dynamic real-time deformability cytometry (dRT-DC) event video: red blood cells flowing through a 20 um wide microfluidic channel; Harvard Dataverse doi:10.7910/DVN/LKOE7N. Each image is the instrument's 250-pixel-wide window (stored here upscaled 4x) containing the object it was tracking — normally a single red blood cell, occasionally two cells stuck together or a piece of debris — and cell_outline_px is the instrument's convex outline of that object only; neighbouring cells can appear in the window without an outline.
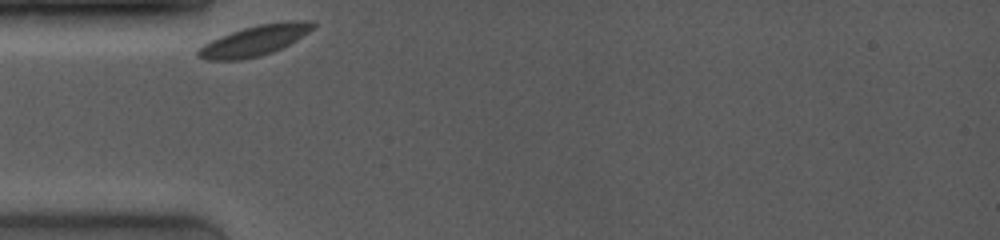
{"species": "common noctule bat (a hibernating species)", "species_latin": "Nyctalus noctula", "temperature_condition": "room temperature", "stored_images_in_passage": 17, "camera_frame_rate_fps": 4000, "um_per_image_px": 0.085, "animal": {"sex": "female", "body_mass_g": 19.0, "forearm_length_mm": 53.3}, "frame": {"image": 1, "passage_image": 1, "time_ms": 0.0, "image_size_px": [1000, 240], "cell_outline_px": [[316, 24], [308, 32], [296, 40], [272, 52], [260, 56], [240, 60], [204, 60], [196, 56], [196, 52], [204, 44], [220, 36], [244, 28], [260, 24], [280, 20], [312, 20]], "centroid_in_image_um": [21.65, 3.44], "position_along_channel_um": 63.4, "area_um2": 20.35}}
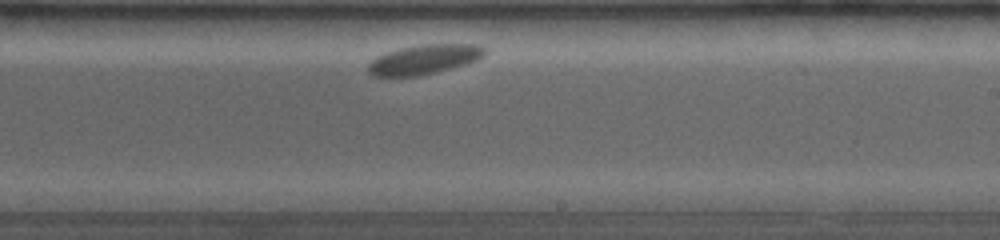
{"frame": {"image": 2, "passage_image": 12, "time_ms": 5.5, "image_size_px": [1000, 240], "cell_outline_px": [[488, 52], [484, 56], [476, 60], [464, 64], [416, 76], [372, 76], [368, 72], [368, 64], [376, 56], [400, 48], [420, 44], [480, 44], [488, 48]], "centroid_in_image_um": [36.08, 5.02], "position_along_channel_um": 252.9, "area_um2": 20.0}}
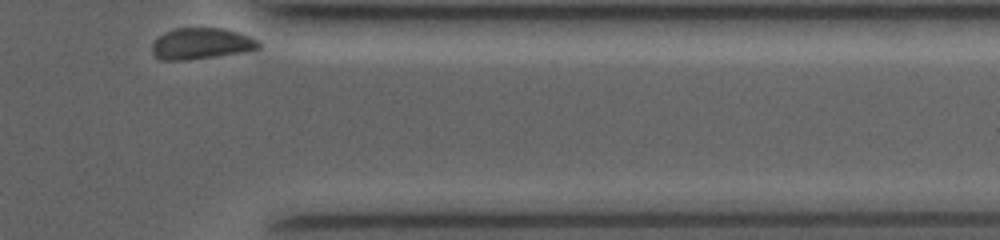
{"frame": {"image": 3, "passage_image": 17, "time_ms": 9.5, "image_size_px": [1000, 240], "cell_outline_px": [[260, 48], [244, 52], [188, 60], [160, 60], [152, 52], [152, 44], [164, 32], [172, 28], [224, 28], [240, 32], [252, 36], [260, 44]], "centroid_in_image_um": [17.12, 3.7], "position_along_channel_um": 394.3, "area_um2": 19.54}}